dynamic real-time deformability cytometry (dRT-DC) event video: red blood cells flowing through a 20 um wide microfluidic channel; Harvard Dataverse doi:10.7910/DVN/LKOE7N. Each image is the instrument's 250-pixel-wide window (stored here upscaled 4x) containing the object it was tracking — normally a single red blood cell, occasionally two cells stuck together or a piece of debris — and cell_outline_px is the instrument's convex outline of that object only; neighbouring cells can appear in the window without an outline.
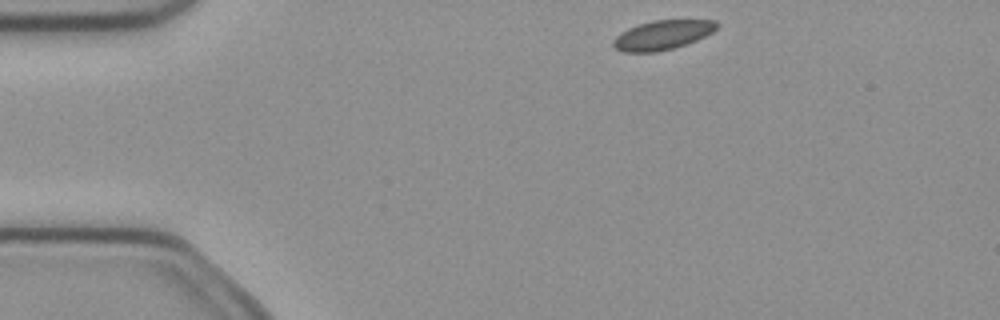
{"species": "common noctule bat (a hibernating species)", "species_latin": "Nyctalus noctula", "temperature_condition": "cold", "stored_images_in_passage": 6, "camera_frame_rate_fps": 3000, "um_per_image_px": 0.085, "animal": {"sex": "female", "body_mass_g": 21.9}, "frame": {"image": 1, "passage_image": 1, "time_ms": 0.0, "image_size_px": [1000, 320], "cell_outline_px": [[720, 24], [712, 32], [696, 40], [672, 48], [656, 52], [624, 52], [616, 48], [612, 44], [612, 40], [620, 32], [628, 28], [652, 20], [716, 20]], "centroid_in_image_um": [56.29, 2.96], "position_along_channel_um": 28.7, "area_um2": 17.57}}
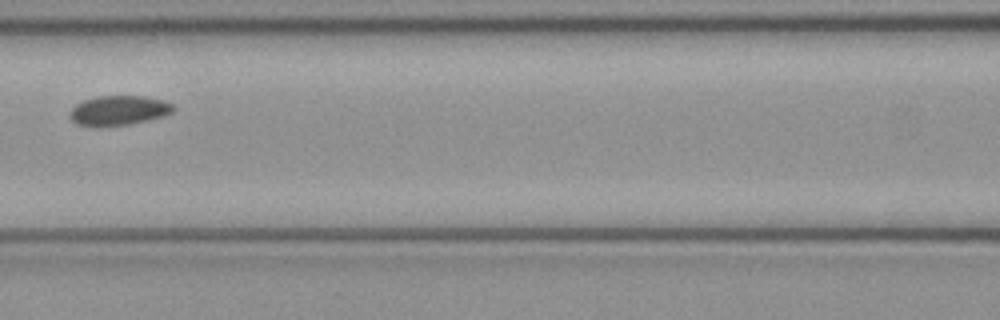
{"frame": {"image": 2, "passage_image": 5, "time_ms": 1.333, "image_size_px": [1000, 320], "cell_outline_px": [[176, 108], [172, 112], [164, 116], [148, 120], [128, 124], [92, 128], [76, 124], [68, 116], [72, 108], [76, 104], [84, 100], [96, 96], [144, 96], [164, 100], [172, 104]], "centroid_in_image_um": [10.06, 9.4], "position_along_channel_um": 156.5, "area_um2": 18.21}}
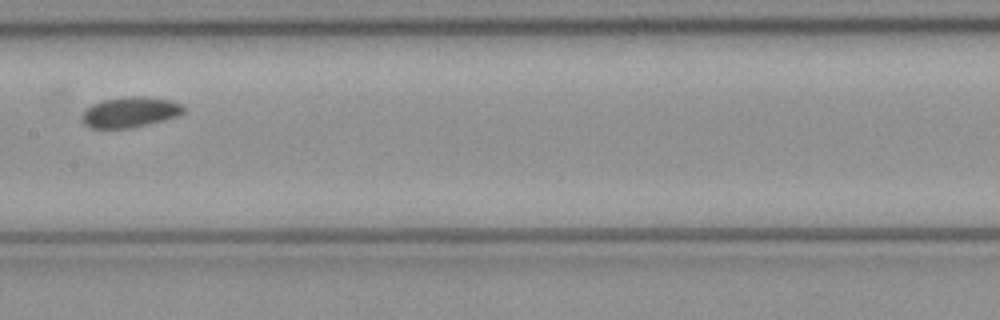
{"frame": {"image": 3, "passage_image": 6, "time_ms": 1.667, "image_size_px": [1000, 320], "cell_outline_px": [[184, 112], [176, 116], [164, 120], [128, 128], [92, 128], [84, 124], [80, 120], [80, 116], [84, 108], [100, 100], [124, 96], [148, 96], [172, 100], [184, 104]], "centroid_in_image_um": [11.01, 9.51], "position_along_channel_um": 196.4, "area_um2": 18.44}}